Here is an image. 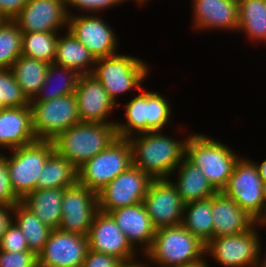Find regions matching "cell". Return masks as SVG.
I'll use <instances>...</instances> for the list:
<instances>
[{"mask_svg":"<svg viewBox=\"0 0 266 267\" xmlns=\"http://www.w3.org/2000/svg\"><path fill=\"white\" fill-rule=\"evenodd\" d=\"M124 109V122L119 119L115 125L117 136L125 139L141 133L164 131L175 116L167 96L144 87L124 104Z\"/></svg>","mask_w":266,"mask_h":267,"instance_id":"cell-2","label":"cell"},{"mask_svg":"<svg viewBox=\"0 0 266 267\" xmlns=\"http://www.w3.org/2000/svg\"><path fill=\"white\" fill-rule=\"evenodd\" d=\"M87 238L90 250L115 256L127 266L142 265L137 257L138 251L131 246L109 213L99 210L95 213Z\"/></svg>","mask_w":266,"mask_h":267,"instance_id":"cell-14","label":"cell"},{"mask_svg":"<svg viewBox=\"0 0 266 267\" xmlns=\"http://www.w3.org/2000/svg\"><path fill=\"white\" fill-rule=\"evenodd\" d=\"M67 29L81 42L95 59L114 56L118 51V37L111 24L92 14L72 13ZM118 52V53H117Z\"/></svg>","mask_w":266,"mask_h":267,"instance_id":"cell-13","label":"cell"},{"mask_svg":"<svg viewBox=\"0 0 266 267\" xmlns=\"http://www.w3.org/2000/svg\"><path fill=\"white\" fill-rule=\"evenodd\" d=\"M109 214L126 235L131 246L143 256L150 249L156 233L143 203L117 208Z\"/></svg>","mask_w":266,"mask_h":267,"instance_id":"cell-21","label":"cell"},{"mask_svg":"<svg viewBox=\"0 0 266 267\" xmlns=\"http://www.w3.org/2000/svg\"><path fill=\"white\" fill-rule=\"evenodd\" d=\"M21 199L14 193L8 172L7 157L0 153V205L15 206Z\"/></svg>","mask_w":266,"mask_h":267,"instance_id":"cell-37","label":"cell"},{"mask_svg":"<svg viewBox=\"0 0 266 267\" xmlns=\"http://www.w3.org/2000/svg\"><path fill=\"white\" fill-rule=\"evenodd\" d=\"M205 254V244L182 224L156 229L150 249L143 255L142 267H176Z\"/></svg>","mask_w":266,"mask_h":267,"instance_id":"cell-4","label":"cell"},{"mask_svg":"<svg viewBox=\"0 0 266 267\" xmlns=\"http://www.w3.org/2000/svg\"><path fill=\"white\" fill-rule=\"evenodd\" d=\"M30 101L23 94L10 68L0 69V110L7 107L29 106Z\"/></svg>","mask_w":266,"mask_h":267,"instance_id":"cell-35","label":"cell"},{"mask_svg":"<svg viewBox=\"0 0 266 267\" xmlns=\"http://www.w3.org/2000/svg\"><path fill=\"white\" fill-rule=\"evenodd\" d=\"M262 254L263 253H261V255H260V259L258 261V266L257 267H266V253L263 254V255Z\"/></svg>","mask_w":266,"mask_h":267,"instance_id":"cell-46","label":"cell"},{"mask_svg":"<svg viewBox=\"0 0 266 267\" xmlns=\"http://www.w3.org/2000/svg\"><path fill=\"white\" fill-rule=\"evenodd\" d=\"M77 183L78 168L54 150L49 155L38 177L36 189H65Z\"/></svg>","mask_w":266,"mask_h":267,"instance_id":"cell-27","label":"cell"},{"mask_svg":"<svg viewBox=\"0 0 266 267\" xmlns=\"http://www.w3.org/2000/svg\"><path fill=\"white\" fill-rule=\"evenodd\" d=\"M152 180L146 172L130 166L97 193L98 210L109 213L143 202Z\"/></svg>","mask_w":266,"mask_h":267,"instance_id":"cell-12","label":"cell"},{"mask_svg":"<svg viewBox=\"0 0 266 267\" xmlns=\"http://www.w3.org/2000/svg\"><path fill=\"white\" fill-rule=\"evenodd\" d=\"M124 0H66L67 11L69 15H72L73 8L74 10H81L80 14H99L101 11L108 10L116 6L122 5Z\"/></svg>","mask_w":266,"mask_h":267,"instance_id":"cell-36","label":"cell"},{"mask_svg":"<svg viewBox=\"0 0 266 267\" xmlns=\"http://www.w3.org/2000/svg\"><path fill=\"white\" fill-rule=\"evenodd\" d=\"M171 177H175V179L173 180ZM169 179L175 185L184 204L210 198L218 192L201 172V169L186 156Z\"/></svg>","mask_w":266,"mask_h":267,"instance_id":"cell-24","label":"cell"},{"mask_svg":"<svg viewBox=\"0 0 266 267\" xmlns=\"http://www.w3.org/2000/svg\"><path fill=\"white\" fill-rule=\"evenodd\" d=\"M162 131L141 133L128 138L132 148V165L152 179H169L186 155V142Z\"/></svg>","mask_w":266,"mask_h":267,"instance_id":"cell-1","label":"cell"},{"mask_svg":"<svg viewBox=\"0 0 266 267\" xmlns=\"http://www.w3.org/2000/svg\"><path fill=\"white\" fill-rule=\"evenodd\" d=\"M5 21V19L0 15V26L2 25V23Z\"/></svg>","mask_w":266,"mask_h":267,"instance_id":"cell-48","label":"cell"},{"mask_svg":"<svg viewBox=\"0 0 266 267\" xmlns=\"http://www.w3.org/2000/svg\"><path fill=\"white\" fill-rule=\"evenodd\" d=\"M89 250L87 236L52 230L38 254V267H82Z\"/></svg>","mask_w":266,"mask_h":267,"instance_id":"cell-17","label":"cell"},{"mask_svg":"<svg viewBox=\"0 0 266 267\" xmlns=\"http://www.w3.org/2000/svg\"><path fill=\"white\" fill-rule=\"evenodd\" d=\"M257 224L259 227H261L260 229H262L263 227L266 228V210L264 215L257 221Z\"/></svg>","mask_w":266,"mask_h":267,"instance_id":"cell-45","label":"cell"},{"mask_svg":"<svg viewBox=\"0 0 266 267\" xmlns=\"http://www.w3.org/2000/svg\"><path fill=\"white\" fill-rule=\"evenodd\" d=\"M181 224L205 245L213 239L212 197L184 204Z\"/></svg>","mask_w":266,"mask_h":267,"instance_id":"cell-31","label":"cell"},{"mask_svg":"<svg viewBox=\"0 0 266 267\" xmlns=\"http://www.w3.org/2000/svg\"><path fill=\"white\" fill-rule=\"evenodd\" d=\"M14 223L26 237L29 251L38 256L48 241L52 230L22 202L15 205Z\"/></svg>","mask_w":266,"mask_h":267,"instance_id":"cell-32","label":"cell"},{"mask_svg":"<svg viewBox=\"0 0 266 267\" xmlns=\"http://www.w3.org/2000/svg\"><path fill=\"white\" fill-rule=\"evenodd\" d=\"M81 74L74 69L49 64L44 84L31 101H47L64 95L75 94Z\"/></svg>","mask_w":266,"mask_h":267,"instance_id":"cell-29","label":"cell"},{"mask_svg":"<svg viewBox=\"0 0 266 267\" xmlns=\"http://www.w3.org/2000/svg\"><path fill=\"white\" fill-rule=\"evenodd\" d=\"M13 21L22 32H60L69 21L66 0H28Z\"/></svg>","mask_w":266,"mask_h":267,"instance_id":"cell-18","label":"cell"},{"mask_svg":"<svg viewBox=\"0 0 266 267\" xmlns=\"http://www.w3.org/2000/svg\"><path fill=\"white\" fill-rule=\"evenodd\" d=\"M142 203L156 229L182 223L184 203L170 179H153Z\"/></svg>","mask_w":266,"mask_h":267,"instance_id":"cell-16","label":"cell"},{"mask_svg":"<svg viewBox=\"0 0 266 267\" xmlns=\"http://www.w3.org/2000/svg\"><path fill=\"white\" fill-rule=\"evenodd\" d=\"M53 151L52 140H37L10 150V155L2 152L7 157L11 187L21 200L36 190L38 177Z\"/></svg>","mask_w":266,"mask_h":267,"instance_id":"cell-8","label":"cell"},{"mask_svg":"<svg viewBox=\"0 0 266 267\" xmlns=\"http://www.w3.org/2000/svg\"><path fill=\"white\" fill-rule=\"evenodd\" d=\"M187 134L185 156L201 169L218 192L222 191L241 155L225 143L203 133Z\"/></svg>","mask_w":266,"mask_h":267,"instance_id":"cell-5","label":"cell"},{"mask_svg":"<svg viewBox=\"0 0 266 267\" xmlns=\"http://www.w3.org/2000/svg\"><path fill=\"white\" fill-rule=\"evenodd\" d=\"M82 267H127V265L115 256L89 249Z\"/></svg>","mask_w":266,"mask_h":267,"instance_id":"cell-40","label":"cell"},{"mask_svg":"<svg viewBox=\"0 0 266 267\" xmlns=\"http://www.w3.org/2000/svg\"><path fill=\"white\" fill-rule=\"evenodd\" d=\"M239 34L251 42L266 44V0H238Z\"/></svg>","mask_w":266,"mask_h":267,"instance_id":"cell-28","label":"cell"},{"mask_svg":"<svg viewBox=\"0 0 266 267\" xmlns=\"http://www.w3.org/2000/svg\"><path fill=\"white\" fill-rule=\"evenodd\" d=\"M115 124L79 122L52 140L54 150L79 168L118 138Z\"/></svg>","mask_w":266,"mask_h":267,"instance_id":"cell-3","label":"cell"},{"mask_svg":"<svg viewBox=\"0 0 266 267\" xmlns=\"http://www.w3.org/2000/svg\"><path fill=\"white\" fill-rule=\"evenodd\" d=\"M259 230L256 222L246 232L211 239L205 245L208 260L222 267H257L263 252Z\"/></svg>","mask_w":266,"mask_h":267,"instance_id":"cell-7","label":"cell"},{"mask_svg":"<svg viewBox=\"0 0 266 267\" xmlns=\"http://www.w3.org/2000/svg\"><path fill=\"white\" fill-rule=\"evenodd\" d=\"M176 267H211V266H209V262H208V258L206 254H204L201 258L195 261L188 262L184 265H179Z\"/></svg>","mask_w":266,"mask_h":267,"instance_id":"cell-43","label":"cell"},{"mask_svg":"<svg viewBox=\"0 0 266 267\" xmlns=\"http://www.w3.org/2000/svg\"><path fill=\"white\" fill-rule=\"evenodd\" d=\"M59 32H22V55L54 63Z\"/></svg>","mask_w":266,"mask_h":267,"instance_id":"cell-33","label":"cell"},{"mask_svg":"<svg viewBox=\"0 0 266 267\" xmlns=\"http://www.w3.org/2000/svg\"><path fill=\"white\" fill-rule=\"evenodd\" d=\"M33 131L37 140H53L80 122L75 94L47 101H30Z\"/></svg>","mask_w":266,"mask_h":267,"instance_id":"cell-11","label":"cell"},{"mask_svg":"<svg viewBox=\"0 0 266 267\" xmlns=\"http://www.w3.org/2000/svg\"><path fill=\"white\" fill-rule=\"evenodd\" d=\"M222 192L234 200L256 222L266 210V185L252 159L240 156Z\"/></svg>","mask_w":266,"mask_h":267,"instance_id":"cell-9","label":"cell"},{"mask_svg":"<svg viewBox=\"0 0 266 267\" xmlns=\"http://www.w3.org/2000/svg\"><path fill=\"white\" fill-rule=\"evenodd\" d=\"M0 267H38V257L32 251L6 252L0 250Z\"/></svg>","mask_w":266,"mask_h":267,"instance_id":"cell-39","label":"cell"},{"mask_svg":"<svg viewBox=\"0 0 266 267\" xmlns=\"http://www.w3.org/2000/svg\"><path fill=\"white\" fill-rule=\"evenodd\" d=\"M22 55V31L13 20L0 26V69H8Z\"/></svg>","mask_w":266,"mask_h":267,"instance_id":"cell-34","label":"cell"},{"mask_svg":"<svg viewBox=\"0 0 266 267\" xmlns=\"http://www.w3.org/2000/svg\"><path fill=\"white\" fill-rule=\"evenodd\" d=\"M14 209L15 206L0 205V240L14 223Z\"/></svg>","mask_w":266,"mask_h":267,"instance_id":"cell-42","label":"cell"},{"mask_svg":"<svg viewBox=\"0 0 266 267\" xmlns=\"http://www.w3.org/2000/svg\"><path fill=\"white\" fill-rule=\"evenodd\" d=\"M132 166V148L125 138H117L102 152L78 168V182L98 193L121 172Z\"/></svg>","mask_w":266,"mask_h":267,"instance_id":"cell-10","label":"cell"},{"mask_svg":"<svg viewBox=\"0 0 266 267\" xmlns=\"http://www.w3.org/2000/svg\"><path fill=\"white\" fill-rule=\"evenodd\" d=\"M127 267H142V265H130V266H127Z\"/></svg>","mask_w":266,"mask_h":267,"instance_id":"cell-49","label":"cell"},{"mask_svg":"<svg viewBox=\"0 0 266 267\" xmlns=\"http://www.w3.org/2000/svg\"><path fill=\"white\" fill-rule=\"evenodd\" d=\"M254 162L257 166V170H258L260 178L262 179L263 183L266 185V159H264L260 163H257L256 161Z\"/></svg>","mask_w":266,"mask_h":267,"instance_id":"cell-44","label":"cell"},{"mask_svg":"<svg viewBox=\"0 0 266 267\" xmlns=\"http://www.w3.org/2000/svg\"><path fill=\"white\" fill-rule=\"evenodd\" d=\"M151 70L148 62L127 54L96 59L92 74L102 83L105 91L120 108L117 98L125 93L139 91Z\"/></svg>","mask_w":266,"mask_h":267,"instance_id":"cell-6","label":"cell"},{"mask_svg":"<svg viewBox=\"0 0 266 267\" xmlns=\"http://www.w3.org/2000/svg\"><path fill=\"white\" fill-rule=\"evenodd\" d=\"M64 33L58 35L54 64L77 70L80 74H92L96 59L68 29Z\"/></svg>","mask_w":266,"mask_h":267,"instance_id":"cell-26","label":"cell"},{"mask_svg":"<svg viewBox=\"0 0 266 267\" xmlns=\"http://www.w3.org/2000/svg\"><path fill=\"white\" fill-rule=\"evenodd\" d=\"M75 97L80 122L116 123L109 118L118 105L93 74H81Z\"/></svg>","mask_w":266,"mask_h":267,"instance_id":"cell-19","label":"cell"},{"mask_svg":"<svg viewBox=\"0 0 266 267\" xmlns=\"http://www.w3.org/2000/svg\"><path fill=\"white\" fill-rule=\"evenodd\" d=\"M63 193L62 188L36 189L21 202L51 230H55L61 223Z\"/></svg>","mask_w":266,"mask_h":267,"instance_id":"cell-25","label":"cell"},{"mask_svg":"<svg viewBox=\"0 0 266 267\" xmlns=\"http://www.w3.org/2000/svg\"><path fill=\"white\" fill-rule=\"evenodd\" d=\"M192 28L203 31H233L239 22L238 0H191Z\"/></svg>","mask_w":266,"mask_h":267,"instance_id":"cell-20","label":"cell"},{"mask_svg":"<svg viewBox=\"0 0 266 267\" xmlns=\"http://www.w3.org/2000/svg\"><path fill=\"white\" fill-rule=\"evenodd\" d=\"M98 211L97 193L79 182L64 189L59 229L87 236Z\"/></svg>","mask_w":266,"mask_h":267,"instance_id":"cell-15","label":"cell"},{"mask_svg":"<svg viewBox=\"0 0 266 267\" xmlns=\"http://www.w3.org/2000/svg\"><path fill=\"white\" fill-rule=\"evenodd\" d=\"M0 250L6 252H24L29 251L26 237L21 229L12 223L7 232L0 240Z\"/></svg>","mask_w":266,"mask_h":267,"instance_id":"cell-38","label":"cell"},{"mask_svg":"<svg viewBox=\"0 0 266 267\" xmlns=\"http://www.w3.org/2000/svg\"><path fill=\"white\" fill-rule=\"evenodd\" d=\"M213 238L248 231L256 221L222 191L212 196Z\"/></svg>","mask_w":266,"mask_h":267,"instance_id":"cell-23","label":"cell"},{"mask_svg":"<svg viewBox=\"0 0 266 267\" xmlns=\"http://www.w3.org/2000/svg\"><path fill=\"white\" fill-rule=\"evenodd\" d=\"M127 1L129 2L130 0H124V2H127ZM131 1H133V2L135 1L137 6L138 5L142 6V5H146V4L148 5V3H149L148 1H150V0H131Z\"/></svg>","mask_w":266,"mask_h":267,"instance_id":"cell-47","label":"cell"},{"mask_svg":"<svg viewBox=\"0 0 266 267\" xmlns=\"http://www.w3.org/2000/svg\"><path fill=\"white\" fill-rule=\"evenodd\" d=\"M28 0H0V15L5 20H13Z\"/></svg>","mask_w":266,"mask_h":267,"instance_id":"cell-41","label":"cell"},{"mask_svg":"<svg viewBox=\"0 0 266 267\" xmlns=\"http://www.w3.org/2000/svg\"><path fill=\"white\" fill-rule=\"evenodd\" d=\"M37 141L33 131L30 105L0 110V153Z\"/></svg>","mask_w":266,"mask_h":267,"instance_id":"cell-22","label":"cell"},{"mask_svg":"<svg viewBox=\"0 0 266 267\" xmlns=\"http://www.w3.org/2000/svg\"><path fill=\"white\" fill-rule=\"evenodd\" d=\"M49 64L41 60L21 55L10 67L14 78L29 101L42 88Z\"/></svg>","mask_w":266,"mask_h":267,"instance_id":"cell-30","label":"cell"}]
</instances>
